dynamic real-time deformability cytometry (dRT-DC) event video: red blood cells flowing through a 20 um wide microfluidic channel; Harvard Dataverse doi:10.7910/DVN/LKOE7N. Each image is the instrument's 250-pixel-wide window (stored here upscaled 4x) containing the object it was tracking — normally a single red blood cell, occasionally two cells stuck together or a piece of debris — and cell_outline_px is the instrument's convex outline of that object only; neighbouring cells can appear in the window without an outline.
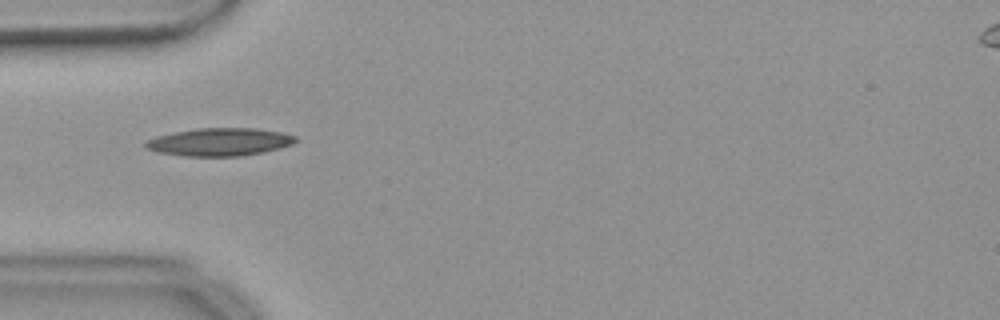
{"species": "common noctule bat (a hibernating species)", "species_latin": "Nyctalus noctula", "temperature_condition": "warm", "stored_images_in_passage": 8, "camera_frame_rate_fps": 3000, "um_per_image_px": 0.085, "animal": {"sex": "female", "body_mass_g": 18.4}, "frame": {"image": 1, "passage_image": 2, "time_ms": 0.333, "image_size_px": [1000, 320], "cell_outline_px": [[296, 140], [292, 144], [280, 148], [264, 152], [240, 156], [184, 156], [160, 152], [148, 148], [144, 144], [148, 140], [156, 136], [196, 128], [256, 128], [280, 132], [296, 136]], "centroid_in_image_um": [18.7, 12.06], "position_along_channel_um": 66.3, "area_um2": 24.1}}